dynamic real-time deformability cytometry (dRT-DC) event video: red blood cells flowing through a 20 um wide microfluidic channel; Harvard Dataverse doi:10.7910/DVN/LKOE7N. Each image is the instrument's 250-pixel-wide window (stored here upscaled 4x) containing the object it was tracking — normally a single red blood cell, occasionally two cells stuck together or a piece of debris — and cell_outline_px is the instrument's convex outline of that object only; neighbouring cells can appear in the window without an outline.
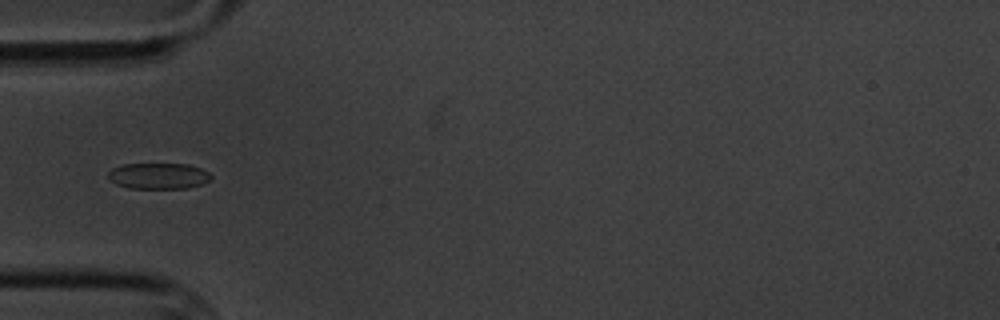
{"species": "common noctule bat (a hibernating species)", "species_latin": "Nyctalus noctula", "temperature_condition": "cold", "stored_images_in_passage": 15, "camera_frame_rate_fps": 3000, "um_per_image_px": 0.085, "animal": {"sex": "male", "body_mass_g": 20.1, "forearm_length_mm": 53.5}, "frame": {"image": 1, "passage_image": 5, "time_ms": 5.333, "image_size_px": [1000, 320], "cell_outline_px": [[212, 176], [208, 180], [200, 184], [188, 188], [128, 188], [116, 184], [108, 180], [108, 172], [112, 168], [124, 164], [188, 164], [200, 168], [208, 172]], "centroid_in_image_um": [13.42, 14.95], "position_along_channel_um": 71.6, "area_um2": 15.55}}
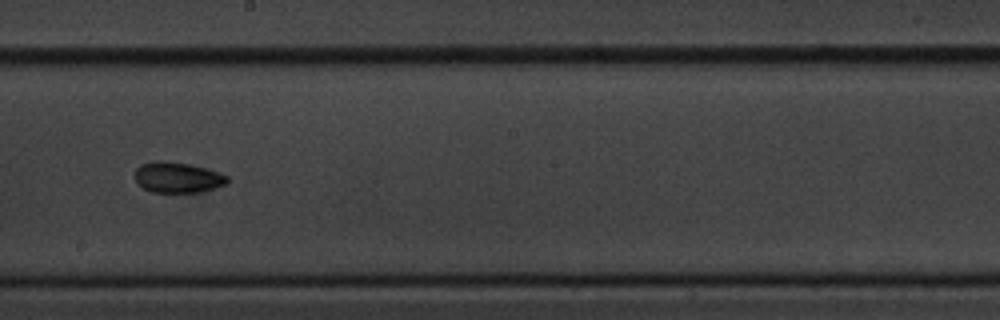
{"frame": {"image": 2, "passage_image": 9, "time_ms": 10.0, "image_size_px": [1000, 320], "cell_outline_px": [[228, 184], [200, 192], [152, 192], [136, 184], [136, 168], [140, 164], [152, 160], [164, 160], [188, 164], [220, 172], [228, 176]], "centroid_in_image_um": [15.08, 15.07], "position_along_channel_um": 233.1, "area_um2": 16.65}}
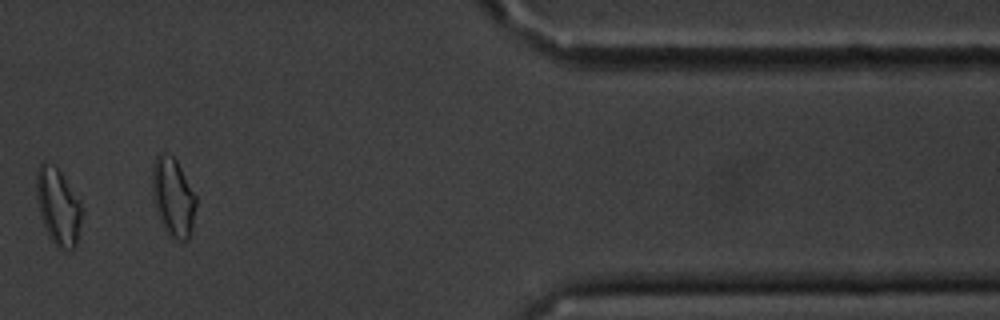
{"frame": {"image": 3, "passage_image": 13, "time_ms": 15.667, "image_size_px": [1000, 320], "cell_outline_px": [[80, 216], [76, 248], [68, 252], [64, 252], [52, 240], [44, 224], [40, 212], [36, 196], [36, 172], [40, 164], [44, 160], [56, 168], [60, 172], [80, 204]], "centroid_in_image_um": [4.91, 17.58], "position_along_channel_um": 406.5, "area_um2": 19.54}, "authors_computed_cell_mechanics": {"area_um2": 16.9354, "velocity_mm_per_s": 3.4392, "shape_relaxation_time_tau1_ms": 1.687, "shape_relaxation_time_tau2_ms": 4.9, "deformation_change_tau1": 0.0436, "deformation_change_tau2": 0.0621}}